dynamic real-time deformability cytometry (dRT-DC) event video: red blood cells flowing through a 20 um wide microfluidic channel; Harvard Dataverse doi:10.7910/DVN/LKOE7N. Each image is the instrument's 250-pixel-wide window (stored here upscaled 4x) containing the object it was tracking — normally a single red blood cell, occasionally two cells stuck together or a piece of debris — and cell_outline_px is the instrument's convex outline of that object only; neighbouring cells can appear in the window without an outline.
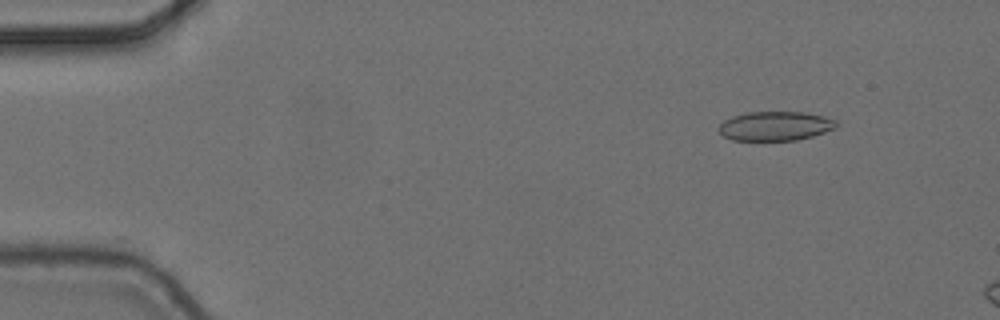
{"species": "common noctule bat (a hibernating species)", "species_latin": "Nyctalus noctula", "temperature_condition": "cold", "stored_images_in_passage": 2, "camera_frame_rate_fps": 3000, "um_per_image_px": 0.085, "animal": {"sex": "female", "body_mass_g": 24.6, "forearm_length_mm": 56.2}, "frame": {"image": 1, "passage_image": 1, "time_ms": 0.0, "image_size_px": [1000, 320], "cell_outline_px": [[840, 124], [836, 128], [812, 136], [796, 140], [732, 140], [724, 136], [716, 128], [724, 120], [732, 116], [748, 112], [804, 112], [824, 116], [836, 120]], "centroid_in_image_um": [65.91, 10.71], "position_along_channel_um": 19.1, "area_um2": 20.11}}